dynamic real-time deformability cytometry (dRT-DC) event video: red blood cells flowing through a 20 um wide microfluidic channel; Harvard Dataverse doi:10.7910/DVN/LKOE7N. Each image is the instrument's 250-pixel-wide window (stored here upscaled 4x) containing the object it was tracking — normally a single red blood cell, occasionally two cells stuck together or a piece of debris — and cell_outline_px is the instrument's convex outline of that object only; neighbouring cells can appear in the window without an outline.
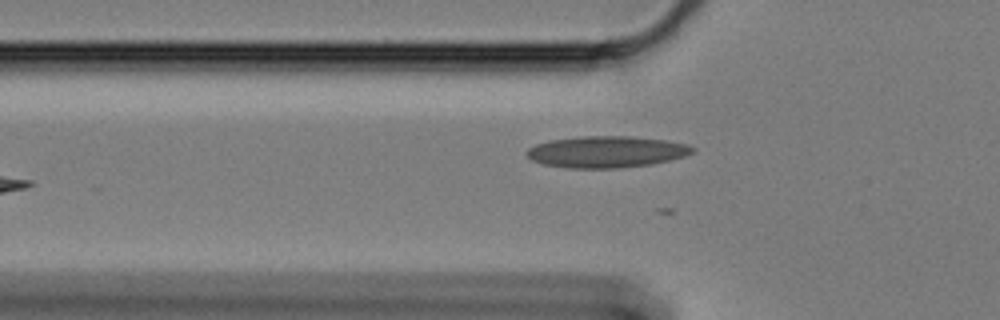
{"species": "Egyptian fruit bat (a non-hibernating species)", "species_latin": "Rousettus aegyptiacus", "temperature_condition": "cold", "stored_images_in_passage": 21, "camera_frame_rate_fps": 3000, "um_per_image_px": 0.085, "animal": {"sex": "female"}, "frame": {"image": 1, "passage_image": 4, "time_ms": 1.0, "image_size_px": [1000, 320], "cell_outline_px": [[696, 148], [692, 152], [684, 156], [652, 164], [620, 168], [568, 168], [544, 164], [532, 160], [524, 152], [528, 148], [536, 144], [548, 140], [580, 136], [632, 136], [664, 140], [688, 144]], "centroid_in_image_um": [51.52, 12.9], "position_along_channel_um": 74.3, "area_um2": 30.52}}
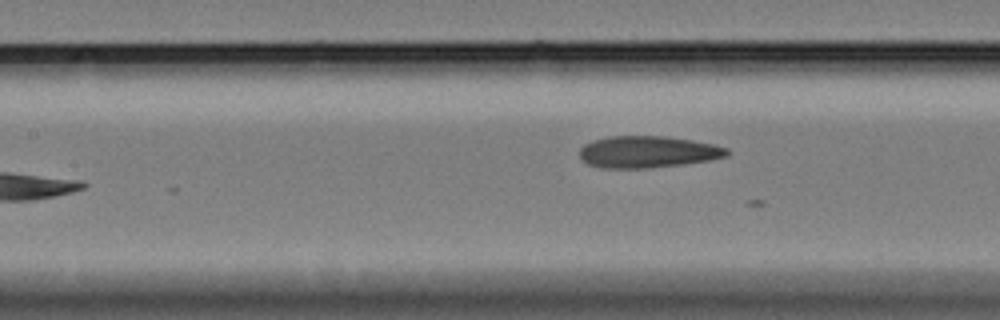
{"frame": {"image": 2, "passage_image": 11, "time_ms": 3.333, "image_size_px": [1000, 320], "cell_outline_px": [[732, 152], [728, 156], [708, 160], [680, 164], [648, 168], [604, 168], [588, 164], [580, 156], [580, 148], [584, 144], [592, 140], [608, 136], [664, 136], [692, 140], [716, 144], [728, 148]], "centroid_in_image_um": [55.08, 12.9], "position_along_channel_um": 152.3, "area_um2": 27.34}}
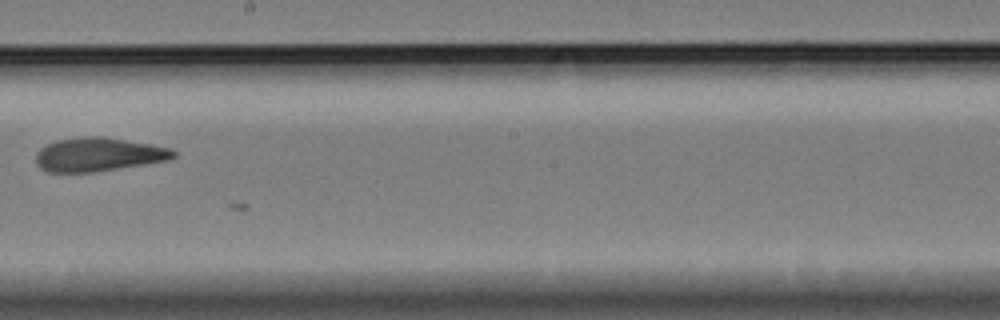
{"frame": {"image": 3, "passage_image": 19, "time_ms": 6.0, "image_size_px": [1000, 320], "cell_outline_px": [[176, 156], [168, 160], [92, 172], [48, 172], [40, 168], [36, 164], [36, 152], [40, 148], [56, 140], [84, 136], [104, 136], [152, 144], [172, 148], [176, 152]], "centroid_in_image_um": [8.36, 13.12], "position_along_channel_um": 239.8, "area_um2": 27.05}}